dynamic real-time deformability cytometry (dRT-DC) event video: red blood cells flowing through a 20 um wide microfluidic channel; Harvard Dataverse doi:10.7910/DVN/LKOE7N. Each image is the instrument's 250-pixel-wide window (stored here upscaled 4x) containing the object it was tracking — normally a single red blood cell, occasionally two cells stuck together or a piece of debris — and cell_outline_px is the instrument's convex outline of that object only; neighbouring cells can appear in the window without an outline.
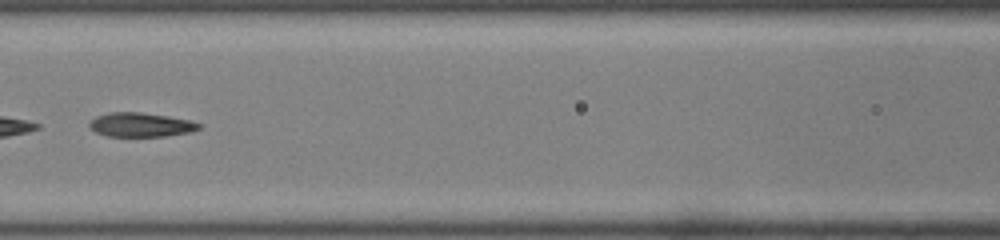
{"species": "common noctule bat (a hibernating species)", "species_latin": "Nyctalus noctula", "temperature_condition": "room temperature", "stored_images_in_passage": 36, "camera_frame_rate_fps": 3000, "um_per_image_px": 0.085, "animal": {"sex": "male", "body_mass_g": 19.0, "forearm_length_mm": 50.8}, "frame": {"image": 1, "passage_image": 11, "time_ms": 3.333, "image_size_px": [1000, 240], "cell_outline_px": [[200, 128], [192, 132], [164, 136], [108, 136], [96, 132], [88, 128], [88, 124], [96, 116], [108, 112], [140, 112], [168, 116], [192, 120], [200, 124]], "centroid_in_image_um": [11.96, 10.6], "position_along_channel_um": 154.6, "area_um2": 15.49}, "authors_computed_cell_mechanics": {"area_um2": 15.8372, "velocity_mm_per_s": 4.0971, "shape_relaxation_time_tau1_ms": 10.0553, "shape_relaxation_time_tau2_ms": 3.7335, "deformation_change_tau1": 0.2458, "deformation_change_tau2": 0.1128}}